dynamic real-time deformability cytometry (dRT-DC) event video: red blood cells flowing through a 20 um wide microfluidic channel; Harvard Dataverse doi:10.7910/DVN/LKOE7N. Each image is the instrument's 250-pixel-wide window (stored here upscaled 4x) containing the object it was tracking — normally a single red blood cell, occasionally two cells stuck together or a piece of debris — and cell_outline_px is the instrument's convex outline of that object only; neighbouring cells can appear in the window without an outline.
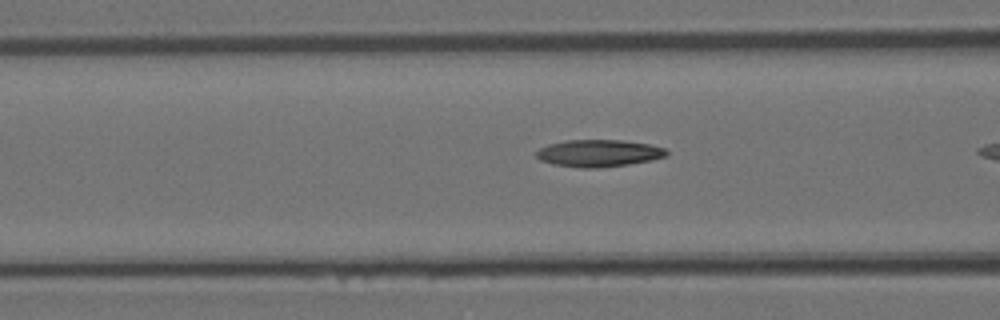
{"species": "Egyptian fruit bat (a non-hibernating species)", "species_latin": "Rousettus aegyptiacus", "temperature_condition": "room temperature", "stored_images_in_passage": 7, "camera_frame_rate_fps": 3000, "um_per_image_px": 0.085, "animal": {"sex": "female"}, "frame": {"image": 1, "passage_image": 6, "time_ms": 1.667, "image_size_px": [1000, 320], "cell_outline_px": [[668, 156], [652, 160], [628, 164], [596, 168], [580, 168], [552, 164], [540, 160], [536, 156], [536, 152], [540, 148], [548, 144], [564, 140], [624, 140], [648, 144], [664, 148], [668, 152]], "centroid_in_image_um": [50.88, 13.02], "position_along_channel_um": 115.7, "area_um2": 20.63}}